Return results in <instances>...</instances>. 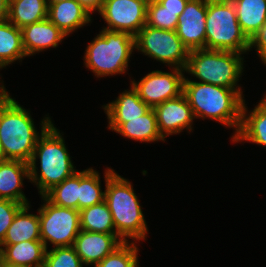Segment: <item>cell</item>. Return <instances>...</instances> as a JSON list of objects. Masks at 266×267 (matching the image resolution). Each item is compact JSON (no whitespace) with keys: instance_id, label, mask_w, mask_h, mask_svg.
Segmentation results:
<instances>
[{"instance_id":"1","label":"cell","mask_w":266,"mask_h":267,"mask_svg":"<svg viewBox=\"0 0 266 267\" xmlns=\"http://www.w3.org/2000/svg\"><path fill=\"white\" fill-rule=\"evenodd\" d=\"M40 125L41 135L28 166L29 180L38 187V193L43 196L78 170L74 168L65 140L50 117H44ZM37 159H40V174L36 165Z\"/></svg>"},{"instance_id":"2","label":"cell","mask_w":266,"mask_h":267,"mask_svg":"<svg viewBox=\"0 0 266 267\" xmlns=\"http://www.w3.org/2000/svg\"><path fill=\"white\" fill-rule=\"evenodd\" d=\"M242 90H234L184 78L183 94L186 96L194 117L209 118L225 127L235 128L237 134L244 104Z\"/></svg>"},{"instance_id":"3","label":"cell","mask_w":266,"mask_h":267,"mask_svg":"<svg viewBox=\"0 0 266 267\" xmlns=\"http://www.w3.org/2000/svg\"><path fill=\"white\" fill-rule=\"evenodd\" d=\"M104 174V201L111 212L116 235L124 242H128L129 238L133 242L146 240L147 224L131 182L109 167Z\"/></svg>"},{"instance_id":"4","label":"cell","mask_w":266,"mask_h":267,"mask_svg":"<svg viewBox=\"0 0 266 267\" xmlns=\"http://www.w3.org/2000/svg\"><path fill=\"white\" fill-rule=\"evenodd\" d=\"M30 112L9 96L0 106V142L7 159L29 162L39 132Z\"/></svg>"},{"instance_id":"5","label":"cell","mask_w":266,"mask_h":267,"mask_svg":"<svg viewBox=\"0 0 266 267\" xmlns=\"http://www.w3.org/2000/svg\"><path fill=\"white\" fill-rule=\"evenodd\" d=\"M134 49L135 38L130 33L102 28L86 47L84 63L97 77L124 74Z\"/></svg>"},{"instance_id":"6","label":"cell","mask_w":266,"mask_h":267,"mask_svg":"<svg viewBox=\"0 0 266 267\" xmlns=\"http://www.w3.org/2000/svg\"><path fill=\"white\" fill-rule=\"evenodd\" d=\"M241 53L215 49H194L189 52L184 71L201 83L241 90L237 83L243 73Z\"/></svg>"},{"instance_id":"7","label":"cell","mask_w":266,"mask_h":267,"mask_svg":"<svg viewBox=\"0 0 266 267\" xmlns=\"http://www.w3.org/2000/svg\"><path fill=\"white\" fill-rule=\"evenodd\" d=\"M205 49L233 51L244 54L250 51V40L237 20L231 0H207Z\"/></svg>"},{"instance_id":"8","label":"cell","mask_w":266,"mask_h":267,"mask_svg":"<svg viewBox=\"0 0 266 267\" xmlns=\"http://www.w3.org/2000/svg\"><path fill=\"white\" fill-rule=\"evenodd\" d=\"M41 207L38 209L40 237L48 250V242L56 247L73 246L81 231L80 211L70 209L49 202L44 196Z\"/></svg>"},{"instance_id":"9","label":"cell","mask_w":266,"mask_h":267,"mask_svg":"<svg viewBox=\"0 0 266 267\" xmlns=\"http://www.w3.org/2000/svg\"><path fill=\"white\" fill-rule=\"evenodd\" d=\"M135 49L172 68L185 69L189 49L175 30L152 28L145 25L135 36Z\"/></svg>"},{"instance_id":"10","label":"cell","mask_w":266,"mask_h":267,"mask_svg":"<svg viewBox=\"0 0 266 267\" xmlns=\"http://www.w3.org/2000/svg\"><path fill=\"white\" fill-rule=\"evenodd\" d=\"M171 72L155 70L148 73L140 81H131L132 87L138 92L140 99L150 108L179 97L183 94V69L170 68Z\"/></svg>"},{"instance_id":"11","label":"cell","mask_w":266,"mask_h":267,"mask_svg":"<svg viewBox=\"0 0 266 267\" xmlns=\"http://www.w3.org/2000/svg\"><path fill=\"white\" fill-rule=\"evenodd\" d=\"M147 4L148 0H104L98 12L107 24L103 29L135 36L146 25Z\"/></svg>"},{"instance_id":"12","label":"cell","mask_w":266,"mask_h":267,"mask_svg":"<svg viewBox=\"0 0 266 267\" xmlns=\"http://www.w3.org/2000/svg\"><path fill=\"white\" fill-rule=\"evenodd\" d=\"M207 0H189L178 17L176 32L189 49L205 48Z\"/></svg>"},{"instance_id":"13","label":"cell","mask_w":266,"mask_h":267,"mask_svg":"<svg viewBox=\"0 0 266 267\" xmlns=\"http://www.w3.org/2000/svg\"><path fill=\"white\" fill-rule=\"evenodd\" d=\"M153 110L159 133L164 139L168 135L179 134L184 129L192 131L195 117L184 94L157 105Z\"/></svg>"},{"instance_id":"14","label":"cell","mask_w":266,"mask_h":267,"mask_svg":"<svg viewBox=\"0 0 266 267\" xmlns=\"http://www.w3.org/2000/svg\"><path fill=\"white\" fill-rule=\"evenodd\" d=\"M124 241L116 234L81 230L73 244L84 265H95L117 249Z\"/></svg>"},{"instance_id":"15","label":"cell","mask_w":266,"mask_h":267,"mask_svg":"<svg viewBox=\"0 0 266 267\" xmlns=\"http://www.w3.org/2000/svg\"><path fill=\"white\" fill-rule=\"evenodd\" d=\"M108 119V129L115 131L127 119L139 118L151 108L139 97L138 92L132 87L119 94L115 101L103 107Z\"/></svg>"},{"instance_id":"16","label":"cell","mask_w":266,"mask_h":267,"mask_svg":"<svg viewBox=\"0 0 266 267\" xmlns=\"http://www.w3.org/2000/svg\"><path fill=\"white\" fill-rule=\"evenodd\" d=\"M22 44L26 56H31L47 48L58 47L66 35L48 18L21 29Z\"/></svg>"},{"instance_id":"17","label":"cell","mask_w":266,"mask_h":267,"mask_svg":"<svg viewBox=\"0 0 266 267\" xmlns=\"http://www.w3.org/2000/svg\"><path fill=\"white\" fill-rule=\"evenodd\" d=\"M47 18L66 36L92 22L91 13L77 0H63L48 5Z\"/></svg>"},{"instance_id":"18","label":"cell","mask_w":266,"mask_h":267,"mask_svg":"<svg viewBox=\"0 0 266 267\" xmlns=\"http://www.w3.org/2000/svg\"><path fill=\"white\" fill-rule=\"evenodd\" d=\"M24 178H30L27 162L10 159L0 162V198L29 204L21 188Z\"/></svg>"},{"instance_id":"19","label":"cell","mask_w":266,"mask_h":267,"mask_svg":"<svg viewBox=\"0 0 266 267\" xmlns=\"http://www.w3.org/2000/svg\"><path fill=\"white\" fill-rule=\"evenodd\" d=\"M246 107L244 101L241 124L232 141L235 143L249 141L266 147V94L259 101V104L250 111L251 113L248 112Z\"/></svg>"},{"instance_id":"20","label":"cell","mask_w":266,"mask_h":267,"mask_svg":"<svg viewBox=\"0 0 266 267\" xmlns=\"http://www.w3.org/2000/svg\"><path fill=\"white\" fill-rule=\"evenodd\" d=\"M46 250L41 240L0 244V259L11 265L43 267Z\"/></svg>"},{"instance_id":"21","label":"cell","mask_w":266,"mask_h":267,"mask_svg":"<svg viewBox=\"0 0 266 267\" xmlns=\"http://www.w3.org/2000/svg\"><path fill=\"white\" fill-rule=\"evenodd\" d=\"M236 8L237 20L251 41L266 23V0H231Z\"/></svg>"},{"instance_id":"22","label":"cell","mask_w":266,"mask_h":267,"mask_svg":"<svg viewBox=\"0 0 266 267\" xmlns=\"http://www.w3.org/2000/svg\"><path fill=\"white\" fill-rule=\"evenodd\" d=\"M30 204L24 205L14 217L1 244H17L23 241L41 240L38 214H29Z\"/></svg>"},{"instance_id":"23","label":"cell","mask_w":266,"mask_h":267,"mask_svg":"<svg viewBox=\"0 0 266 267\" xmlns=\"http://www.w3.org/2000/svg\"><path fill=\"white\" fill-rule=\"evenodd\" d=\"M115 132L135 141L158 142L162 140L165 142L159 133L153 108L139 118L127 119V122L122 123Z\"/></svg>"},{"instance_id":"24","label":"cell","mask_w":266,"mask_h":267,"mask_svg":"<svg viewBox=\"0 0 266 267\" xmlns=\"http://www.w3.org/2000/svg\"><path fill=\"white\" fill-rule=\"evenodd\" d=\"M47 0H12L8 21L19 29L47 18Z\"/></svg>"},{"instance_id":"25","label":"cell","mask_w":266,"mask_h":267,"mask_svg":"<svg viewBox=\"0 0 266 267\" xmlns=\"http://www.w3.org/2000/svg\"><path fill=\"white\" fill-rule=\"evenodd\" d=\"M26 57L21 29L8 20L0 22V69Z\"/></svg>"},{"instance_id":"26","label":"cell","mask_w":266,"mask_h":267,"mask_svg":"<svg viewBox=\"0 0 266 267\" xmlns=\"http://www.w3.org/2000/svg\"><path fill=\"white\" fill-rule=\"evenodd\" d=\"M80 228L87 232L116 234L113 218L105 201L80 210Z\"/></svg>"},{"instance_id":"27","label":"cell","mask_w":266,"mask_h":267,"mask_svg":"<svg viewBox=\"0 0 266 267\" xmlns=\"http://www.w3.org/2000/svg\"><path fill=\"white\" fill-rule=\"evenodd\" d=\"M105 200V191L101 190L100 174L87 168L79 171L78 210L99 204Z\"/></svg>"},{"instance_id":"28","label":"cell","mask_w":266,"mask_h":267,"mask_svg":"<svg viewBox=\"0 0 266 267\" xmlns=\"http://www.w3.org/2000/svg\"><path fill=\"white\" fill-rule=\"evenodd\" d=\"M43 196L54 205L78 210L79 171L52 187Z\"/></svg>"},{"instance_id":"29","label":"cell","mask_w":266,"mask_h":267,"mask_svg":"<svg viewBox=\"0 0 266 267\" xmlns=\"http://www.w3.org/2000/svg\"><path fill=\"white\" fill-rule=\"evenodd\" d=\"M183 11L166 10L157 0H148L146 25L164 30H176L178 17Z\"/></svg>"},{"instance_id":"30","label":"cell","mask_w":266,"mask_h":267,"mask_svg":"<svg viewBox=\"0 0 266 267\" xmlns=\"http://www.w3.org/2000/svg\"><path fill=\"white\" fill-rule=\"evenodd\" d=\"M134 242H123L94 267H138V248Z\"/></svg>"},{"instance_id":"31","label":"cell","mask_w":266,"mask_h":267,"mask_svg":"<svg viewBox=\"0 0 266 267\" xmlns=\"http://www.w3.org/2000/svg\"><path fill=\"white\" fill-rule=\"evenodd\" d=\"M43 267H83V262L73 246L46 250Z\"/></svg>"},{"instance_id":"32","label":"cell","mask_w":266,"mask_h":267,"mask_svg":"<svg viewBox=\"0 0 266 267\" xmlns=\"http://www.w3.org/2000/svg\"><path fill=\"white\" fill-rule=\"evenodd\" d=\"M23 206L24 204L22 203L0 198V244L3 242L17 212Z\"/></svg>"},{"instance_id":"33","label":"cell","mask_w":266,"mask_h":267,"mask_svg":"<svg viewBox=\"0 0 266 267\" xmlns=\"http://www.w3.org/2000/svg\"><path fill=\"white\" fill-rule=\"evenodd\" d=\"M257 48V54L262 63L266 65V23L260 28L258 33L250 41V50Z\"/></svg>"},{"instance_id":"34","label":"cell","mask_w":266,"mask_h":267,"mask_svg":"<svg viewBox=\"0 0 266 267\" xmlns=\"http://www.w3.org/2000/svg\"><path fill=\"white\" fill-rule=\"evenodd\" d=\"M166 10L184 11L189 0H157Z\"/></svg>"},{"instance_id":"35","label":"cell","mask_w":266,"mask_h":267,"mask_svg":"<svg viewBox=\"0 0 266 267\" xmlns=\"http://www.w3.org/2000/svg\"><path fill=\"white\" fill-rule=\"evenodd\" d=\"M91 14L94 11L99 12L102 9L104 0H77Z\"/></svg>"},{"instance_id":"36","label":"cell","mask_w":266,"mask_h":267,"mask_svg":"<svg viewBox=\"0 0 266 267\" xmlns=\"http://www.w3.org/2000/svg\"><path fill=\"white\" fill-rule=\"evenodd\" d=\"M8 14H9V1L0 0V22L8 20Z\"/></svg>"},{"instance_id":"37","label":"cell","mask_w":266,"mask_h":267,"mask_svg":"<svg viewBox=\"0 0 266 267\" xmlns=\"http://www.w3.org/2000/svg\"><path fill=\"white\" fill-rule=\"evenodd\" d=\"M0 106L2 105V103L10 96L8 94V91L5 89V86L3 84V82L0 83Z\"/></svg>"},{"instance_id":"38","label":"cell","mask_w":266,"mask_h":267,"mask_svg":"<svg viewBox=\"0 0 266 267\" xmlns=\"http://www.w3.org/2000/svg\"><path fill=\"white\" fill-rule=\"evenodd\" d=\"M0 267H29V266L11 265V264H8V263H6V262H3V261L0 259Z\"/></svg>"},{"instance_id":"39","label":"cell","mask_w":266,"mask_h":267,"mask_svg":"<svg viewBox=\"0 0 266 267\" xmlns=\"http://www.w3.org/2000/svg\"><path fill=\"white\" fill-rule=\"evenodd\" d=\"M8 160L4 154V151H3V148H2V145H1V142H0V162H3V161H6Z\"/></svg>"},{"instance_id":"40","label":"cell","mask_w":266,"mask_h":267,"mask_svg":"<svg viewBox=\"0 0 266 267\" xmlns=\"http://www.w3.org/2000/svg\"><path fill=\"white\" fill-rule=\"evenodd\" d=\"M63 0H47L48 5L52 4V3H57Z\"/></svg>"}]
</instances>
